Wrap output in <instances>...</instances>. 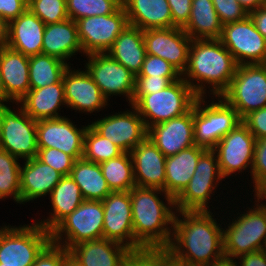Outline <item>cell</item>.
<instances>
[{"mask_svg": "<svg viewBox=\"0 0 266 266\" xmlns=\"http://www.w3.org/2000/svg\"><path fill=\"white\" fill-rule=\"evenodd\" d=\"M179 213L184 218L174 216L171 227L175 240L171 239L164 249L165 254L182 266H209L223 258V230L210 215V210Z\"/></svg>", "mask_w": 266, "mask_h": 266, "instance_id": "obj_1", "label": "cell"}, {"mask_svg": "<svg viewBox=\"0 0 266 266\" xmlns=\"http://www.w3.org/2000/svg\"><path fill=\"white\" fill-rule=\"evenodd\" d=\"M236 68L237 63L220 39H192L188 64L182 75L187 74L189 79L186 77L184 80L198 97L206 93L203 81L213 85L211 92L220 97L230 86ZM191 78L202 84L194 85Z\"/></svg>", "mask_w": 266, "mask_h": 266, "instance_id": "obj_2", "label": "cell"}, {"mask_svg": "<svg viewBox=\"0 0 266 266\" xmlns=\"http://www.w3.org/2000/svg\"><path fill=\"white\" fill-rule=\"evenodd\" d=\"M162 189L133 187L130 192L134 238L144 248L165 249L172 239L175 212L160 201L156 193ZM169 223V224H168Z\"/></svg>", "mask_w": 266, "mask_h": 266, "instance_id": "obj_3", "label": "cell"}, {"mask_svg": "<svg viewBox=\"0 0 266 266\" xmlns=\"http://www.w3.org/2000/svg\"><path fill=\"white\" fill-rule=\"evenodd\" d=\"M198 96L184 77L149 95H133L131 105L143 117L146 128L187 113ZM146 117L150 119L146 120Z\"/></svg>", "mask_w": 266, "mask_h": 266, "instance_id": "obj_4", "label": "cell"}, {"mask_svg": "<svg viewBox=\"0 0 266 266\" xmlns=\"http://www.w3.org/2000/svg\"><path fill=\"white\" fill-rule=\"evenodd\" d=\"M51 242V232L38 222L19 228L0 229V263L2 266H32L37 256Z\"/></svg>", "mask_w": 266, "mask_h": 266, "instance_id": "obj_5", "label": "cell"}, {"mask_svg": "<svg viewBox=\"0 0 266 266\" xmlns=\"http://www.w3.org/2000/svg\"><path fill=\"white\" fill-rule=\"evenodd\" d=\"M243 119L266 107V63L237 65L228 89L220 96Z\"/></svg>", "mask_w": 266, "mask_h": 266, "instance_id": "obj_6", "label": "cell"}, {"mask_svg": "<svg viewBox=\"0 0 266 266\" xmlns=\"http://www.w3.org/2000/svg\"><path fill=\"white\" fill-rule=\"evenodd\" d=\"M202 108L203 97H198L193 106L194 142L197 146L212 150L216 144L235 128L242 119L225 100Z\"/></svg>", "mask_w": 266, "mask_h": 266, "instance_id": "obj_7", "label": "cell"}, {"mask_svg": "<svg viewBox=\"0 0 266 266\" xmlns=\"http://www.w3.org/2000/svg\"><path fill=\"white\" fill-rule=\"evenodd\" d=\"M103 218L102 201L84 200L51 231V242L69 250L78 243L102 239ZM63 232L66 234V241L61 245Z\"/></svg>", "mask_w": 266, "mask_h": 266, "instance_id": "obj_8", "label": "cell"}, {"mask_svg": "<svg viewBox=\"0 0 266 266\" xmlns=\"http://www.w3.org/2000/svg\"><path fill=\"white\" fill-rule=\"evenodd\" d=\"M19 115L9 107L0 106V149L16 158L37 157V121L21 107Z\"/></svg>", "mask_w": 266, "mask_h": 266, "instance_id": "obj_9", "label": "cell"}, {"mask_svg": "<svg viewBox=\"0 0 266 266\" xmlns=\"http://www.w3.org/2000/svg\"><path fill=\"white\" fill-rule=\"evenodd\" d=\"M266 238V205L261 204L223 230V251L228 258L261 250ZM263 243H262V242Z\"/></svg>", "mask_w": 266, "mask_h": 266, "instance_id": "obj_10", "label": "cell"}, {"mask_svg": "<svg viewBox=\"0 0 266 266\" xmlns=\"http://www.w3.org/2000/svg\"><path fill=\"white\" fill-rule=\"evenodd\" d=\"M75 22L82 51L87 55L106 53L129 24L123 6L113 14L80 18Z\"/></svg>", "mask_w": 266, "mask_h": 266, "instance_id": "obj_11", "label": "cell"}, {"mask_svg": "<svg viewBox=\"0 0 266 266\" xmlns=\"http://www.w3.org/2000/svg\"><path fill=\"white\" fill-rule=\"evenodd\" d=\"M220 41L237 65L266 63V39L249 15L244 20L223 25Z\"/></svg>", "mask_w": 266, "mask_h": 266, "instance_id": "obj_12", "label": "cell"}, {"mask_svg": "<svg viewBox=\"0 0 266 266\" xmlns=\"http://www.w3.org/2000/svg\"><path fill=\"white\" fill-rule=\"evenodd\" d=\"M215 155L213 150H206L200 156L190 182L174 199L178 212L208 211L206 204L216 184L213 182L216 180L218 183L223 178Z\"/></svg>", "mask_w": 266, "mask_h": 266, "instance_id": "obj_13", "label": "cell"}, {"mask_svg": "<svg viewBox=\"0 0 266 266\" xmlns=\"http://www.w3.org/2000/svg\"><path fill=\"white\" fill-rule=\"evenodd\" d=\"M102 205L103 238L116 241L130 250L143 249L144 247L134 238L130 192H111L102 200Z\"/></svg>", "mask_w": 266, "mask_h": 266, "instance_id": "obj_14", "label": "cell"}, {"mask_svg": "<svg viewBox=\"0 0 266 266\" xmlns=\"http://www.w3.org/2000/svg\"><path fill=\"white\" fill-rule=\"evenodd\" d=\"M86 56L90 58L86 70L104 97L108 99L112 94H126L132 103L136 75L115 61L108 53H92Z\"/></svg>", "mask_w": 266, "mask_h": 266, "instance_id": "obj_15", "label": "cell"}, {"mask_svg": "<svg viewBox=\"0 0 266 266\" xmlns=\"http://www.w3.org/2000/svg\"><path fill=\"white\" fill-rule=\"evenodd\" d=\"M255 143V137L241 122L216 144L212 150L217 154L223 178L249 165L252 170Z\"/></svg>", "mask_w": 266, "mask_h": 266, "instance_id": "obj_16", "label": "cell"}, {"mask_svg": "<svg viewBox=\"0 0 266 266\" xmlns=\"http://www.w3.org/2000/svg\"><path fill=\"white\" fill-rule=\"evenodd\" d=\"M143 36L146 54L161 57L183 74L192 39L181 27L147 29Z\"/></svg>", "mask_w": 266, "mask_h": 266, "instance_id": "obj_17", "label": "cell"}, {"mask_svg": "<svg viewBox=\"0 0 266 266\" xmlns=\"http://www.w3.org/2000/svg\"><path fill=\"white\" fill-rule=\"evenodd\" d=\"M87 127L77 129L65 117L38 120L37 147L58 149L75 160L83 158L84 136Z\"/></svg>", "mask_w": 266, "mask_h": 266, "instance_id": "obj_18", "label": "cell"}, {"mask_svg": "<svg viewBox=\"0 0 266 266\" xmlns=\"http://www.w3.org/2000/svg\"><path fill=\"white\" fill-rule=\"evenodd\" d=\"M134 112H123L105 117L90 124L101 136L111 140L124 152H131L148 135L143 118Z\"/></svg>", "mask_w": 266, "mask_h": 266, "instance_id": "obj_19", "label": "cell"}, {"mask_svg": "<svg viewBox=\"0 0 266 266\" xmlns=\"http://www.w3.org/2000/svg\"><path fill=\"white\" fill-rule=\"evenodd\" d=\"M136 186L164 190L168 204L175 207L174 198L165 193L166 157L147 137L131 152Z\"/></svg>", "mask_w": 266, "mask_h": 266, "instance_id": "obj_20", "label": "cell"}, {"mask_svg": "<svg viewBox=\"0 0 266 266\" xmlns=\"http://www.w3.org/2000/svg\"><path fill=\"white\" fill-rule=\"evenodd\" d=\"M147 137L165 157L195 145L193 107L179 117L148 128Z\"/></svg>", "mask_w": 266, "mask_h": 266, "instance_id": "obj_21", "label": "cell"}, {"mask_svg": "<svg viewBox=\"0 0 266 266\" xmlns=\"http://www.w3.org/2000/svg\"><path fill=\"white\" fill-rule=\"evenodd\" d=\"M69 69L62 78L67 106L92 113L107 105V99L87 70L72 72Z\"/></svg>", "mask_w": 266, "mask_h": 266, "instance_id": "obj_22", "label": "cell"}, {"mask_svg": "<svg viewBox=\"0 0 266 266\" xmlns=\"http://www.w3.org/2000/svg\"><path fill=\"white\" fill-rule=\"evenodd\" d=\"M45 26L39 17L27 9L8 23L6 45L26 56L42 54Z\"/></svg>", "mask_w": 266, "mask_h": 266, "instance_id": "obj_23", "label": "cell"}, {"mask_svg": "<svg viewBox=\"0 0 266 266\" xmlns=\"http://www.w3.org/2000/svg\"><path fill=\"white\" fill-rule=\"evenodd\" d=\"M129 251L125 245L102 238L78 243L69 254L75 266H118Z\"/></svg>", "mask_w": 266, "mask_h": 266, "instance_id": "obj_24", "label": "cell"}, {"mask_svg": "<svg viewBox=\"0 0 266 266\" xmlns=\"http://www.w3.org/2000/svg\"><path fill=\"white\" fill-rule=\"evenodd\" d=\"M0 74L7 96L18 103L30 90L29 56L7 45L1 47Z\"/></svg>", "mask_w": 266, "mask_h": 266, "instance_id": "obj_25", "label": "cell"}, {"mask_svg": "<svg viewBox=\"0 0 266 266\" xmlns=\"http://www.w3.org/2000/svg\"><path fill=\"white\" fill-rule=\"evenodd\" d=\"M63 175L37 157L26 160L20 168L21 203L51 193Z\"/></svg>", "mask_w": 266, "mask_h": 266, "instance_id": "obj_26", "label": "cell"}, {"mask_svg": "<svg viewBox=\"0 0 266 266\" xmlns=\"http://www.w3.org/2000/svg\"><path fill=\"white\" fill-rule=\"evenodd\" d=\"M206 148L196 144L166 157L165 193L174 199L184 190L194 175L200 156Z\"/></svg>", "mask_w": 266, "mask_h": 266, "instance_id": "obj_27", "label": "cell"}, {"mask_svg": "<svg viewBox=\"0 0 266 266\" xmlns=\"http://www.w3.org/2000/svg\"><path fill=\"white\" fill-rule=\"evenodd\" d=\"M122 6L128 23L141 30L173 27L167 0H122Z\"/></svg>", "mask_w": 266, "mask_h": 266, "instance_id": "obj_28", "label": "cell"}, {"mask_svg": "<svg viewBox=\"0 0 266 266\" xmlns=\"http://www.w3.org/2000/svg\"><path fill=\"white\" fill-rule=\"evenodd\" d=\"M19 103L33 120L61 118L57 110L61 104H66L63 81L43 88L30 89Z\"/></svg>", "mask_w": 266, "mask_h": 266, "instance_id": "obj_29", "label": "cell"}, {"mask_svg": "<svg viewBox=\"0 0 266 266\" xmlns=\"http://www.w3.org/2000/svg\"><path fill=\"white\" fill-rule=\"evenodd\" d=\"M81 50L75 21L66 19L45 26L42 54L57 57L65 62L66 59Z\"/></svg>", "mask_w": 266, "mask_h": 266, "instance_id": "obj_30", "label": "cell"}, {"mask_svg": "<svg viewBox=\"0 0 266 266\" xmlns=\"http://www.w3.org/2000/svg\"><path fill=\"white\" fill-rule=\"evenodd\" d=\"M106 53L133 74L138 75L146 56L143 30L128 24Z\"/></svg>", "mask_w": 266, "mask_h": 266, "instance_id": "obj_31", "label": "cell"}, {"mask_svg": "<svg viewBox=\"0 0 266 266\" xmlns=\"http://www.w3.org/2000/svg\"><path fill=\"white\" fill-rule=\"evenodd\" d=\"M50 198L53 207V214L51 215L53 217L38 223L49 232L84 201L79 186L70 175L61 178L51 191Z\"/></svg>", "mask_w": 266, "mask_h": 266, "instance_id": "obj_32", "label": "cell"}, {"mask_svg": "<svg viewBox=\"0 0 266 266\" xmlns=\"http://www.w3.org/2000/svg\"><path fill=\"white\" fill-rule=\"evenodd\" d=\"M222 28L212 0H192L189 21L182 28L191 39H220Z\"/></svg>", "mask_w": 266, "mask_h": 266, "instance_id": "obj_33", "label": "cell"}, {"mask_svg": "<svg viewBox=\"0 0 266 266\" xmlns=\"http://www.w3.org/2000/svg\"><path fill=\"white\" fill-rule=\"evenodd\" d=\"M70 176L79 186L84 200L102 201L112 192L102 174L100 165L92 161L84 158L77 159Z\"/></svg>", "mask_w": 266, "mask_h": 266, "instance_id": "obj_34", "label": "cell"}, {"mask_svg": "<svg viewBox=\"0 0 266 266\" xmlns=\"http://www.w3.org/2000/svg\"><path fill=\"white\" fill-rule=\"evenodd\" d=\"M68 67L66 62L54 56L46 54L29 56L30 89L43 88L60 82Z\"/></svg>", "mask_w": 266, "mask_h": 266, "instance_id": "obj_35", "label": "cell"}, {"mask_svg": "<svg viewBox=\"0 0 266 266\" xmlns=\"http://www.w3.org/2000/svg\"><path fill=\"white\" fill-rule=\"evenodd\" d=\"M99 165L112 192L130 191L136 186L133 160L129 152H124L119 157L101 162Z\"/></svg>", "mask_w": 266, "mask_h": 266, "instance_id": "obj_36", "label": "cell"}, {"mask_svg": "<svg viewBox=\"0 0 266 266\" xmlns=\"http://www.w3.org/2000/svg\"><path fill=\"white\" fill-rule=\"evenodd\" d=\"M124 151L111 140L101 136L91 125H88L84 136L83 158L100 164L119 157Z\"/></svg>", "mask_w": 266, "mask_h": 266, "instance_id": "obj_37", "label": "cell"}, {"mask_svg": "<svg viewBox=\"0 0 266 266\" xmlns=\"http://www.w3.org/2000/svg\"><path fill=\"white\" fill-rule=\"evenodd\" d=\"M18 158L0 149V199L13 196L17 203L20 197V164Z\"/></svg>", "mask_w": 266, "mask_h": 266, "instance_id": "obj_38", "label": "cell"}, {"mask_svg": "<svg viewBox=\"0 0 266 266\" xmlns=\"http://www.w3.org/2000/svg\"><path fill=\"white\" fill-rule=\"evenodd\" d=\"M122 6V0H66L69 19L77 21L90 16L109 15Z\"/></svg>", "mask_w": 266, "mask_h": 266, "instance_id": "obj_39", "label": "cell"}, {"mask_svg": "<svg viewBox=\"0 0 266 266\" xmlns=\"http://www.w3.org/2000/svg\"><path fill=\"white\" fill-rule=\"evenodd\" d=\"M28 9L45 25L69 19L66 0H28Z\"/></svg>", "mask_w": 266, "mask_h": 266, "instance_id": "obj_40", "label": "cell"}, {"mask_svg": "<svg viewBox=\"0 0 266 266\" xmlns=\"http://www.w3.org/2000/svg\"><path fill=\"white\" fill-rule=\"evenodd\" d=\"M136 76H163L174 82L180 79L182 74L161 57L146 54L141 71Z\"/></svg>", "mask_w": 266, "mask_h": 266, "instance_id": "obj_41", "label": "cell"}, {"mask_svg": "<svg viewBox=\"0 0 266 266\" xmlns=\"http://www.w3.org/2000/svg\"><path fill=\"white\" fill-rule=\"evenodd\" d=\"M37 158L63 176L70 175L75 159L55 148H38Z\"/></svg>", "mask_w": 266, "mask_h": 266, "instance_id": "obj_42", "label": "cell"}, {"mask_svg": "<svg viewBox=\"0 0 266 266\" xmlns=\"http://www.w3.org/2000/svg\"><path fill=\"white\" fill-rule=\"evenodd\" d=\"M69 262V250L50 242L37 256L32 266H66Z\"/></svg>", "mask_w": 266, "mask_h": 266, "instance_id": "obj_43", "label": "cell"}, {"mask_svg": "<svg viewBox=\"0 0 266 266\" xmlns=\"http://www.w3.org/2000/svg\"><path fill=\"white\" fill-rule=\"evenodd\" d=\"M222 25L244 20L249 14L236 0H212Z\"/></svg>", "mask_w": 266, "mask_h": 266, "instance_id": "obj_44", "label": "cell"}, {"mask_svg": "<svg viewBox=\"0 0 266 266\" xmlns=\"http://www.w3.org/2000/svg\"><path fill=\"white\" fill-rule=\"evenodd\" d=\"M165 254L163 249L143 248L130 250L118 266H155V263Z\"/></svg>", "mask_w": 266, "mask_h": 266, "instance_id": "obj_45", "label": "cell"}, {"mask_svg": "<svg viewBox=\"0 0 266 266\" xmlns=\"http://www.w3.org/2000/svg\"><path fill=\"white\" fill-rule=\"evenodd\" d=\"M252 178L255 189L266 179V137L256 139L252 164Z\"/></svg>", "mask_w": 266, "mask_h": 266, "instance_id": "obj_46", "label": "cell"}, {"mask_svg": "<svg viewBox=\"0 0 266 266\" xmlns=\"http://www.w3.org/2000/svg\"><path fill=\"white\" fill-rule=\"evenodd\" d=\"M172 82L163 76H136L134 95H149L161 91Z\"/></svg>", "mask_w": 266, "mask_h": 266, "instance_id": "obj_47", "label": "cell"}, {"mask_svg": "<svg viewBox=\"0 0 266 266\" xmlns=\"http://www.w3.org/2000/svg\"><path fill=\"white\" fill-rule=\"evenodd\" d=\"M242 122L255 139L266 137V107L250 112L242 119Z\"/></svg>", "mask_w": 266, "mask_h": 266, "instance_id": "obj_48", "label": "cell"}, {"mask_svg": "<svg viewBox=\"0 0 266 266\" xmlns=\"http://www.w3.org/2000/svg\"><path fill=\"white\" fill-rule=\"evenodd\" d=\"M173 20V27L183 28L189 21L192 0H167Z\"/></svg>", "mask_w": 266, "mask_h": 266, "instance_id": "obj_49", "label": "cell"}, {"mask_svg": "<svg viewBox=\"0 0 266 266\" xmlns=\"http://www.w3.org/2000/svg\"><path fill=\"white\" fill-rule=\"evenodd\" d=\"M28 9V0H0V17L7 23L18 18Z\"/></svg>", "mask_w": 266, "mask_h": 266, "instance_id": "obj_50", "label": "cell"}, {"mask_svg": "<svg viewBox=\"0 0 266 266\" xmlns=\"http://www.w3.org/2000/svg\"><path fill=\"white\" fill-rule=\"evenodd\" d=\"M240 257V265L238 266H266V255L261 251L243 254Z\"/></svg>", "mask_w": 266, "mask_h": 266, "instance_id": "obj_51", "label": "cell"}, {"mask_svg": "<svg viewBox=\"0 0 266 266\" xmlns=\"http://www.w3.org/2000/svg\"><path fill=\"white\" fill-rule=\"evenodd\" d=\"M250 18L253 20L256 29L266 39V3L249 13Z\"/></svg>", "mask_w": 266, "mask_h": 266, "instance_id": "obj_52", "label": "cell"}, {"mask_svg": "<svg viewBox=\"0 0 266 266\" xmlns=\"http://www.w3.org/2000/svg\"><path fill=\"white\" fill-rule=\"evenodd\" d=\"M248 14L266 3L265 0H236Z\"/></svg>", "mask_w": 266, "mask_h": 266, "instance_id": "obj_53", "label": "cell"}, {"mask_svg": "<svg viewBox=\"0 0 266 266\" xmlns=\"http://www.w3.org/2000/svg\"><path fill=\"white\" fill-rule=\"evenodd\" d=\"M8 23L0 17V48L7 43Z\"/></svg>", "mask_w": 266, "mask_h": 266, "instance_id": "obj_54", "label": "cell"}, {"mask_svg": "<svg viewBox=\"0 0 266 266\" xmlns=\"http://www.w3.org/2000/svg\"><path fill=\"white\" fill-rule=\"evenodd\" d=\"M234 259L228 258V257H223L217 261H214L211 265L209 266H238L236 264V261H233Z\"/></svg>", "mask_w": 266, "mask_h": 266, "instance_id": "obj_55", "label": "cell"}, {"mask_svg": "<svg viewBox=\"0 0 266 266\" xmlns=\"http://www.w3.org/2000/svg\"><path fill=\"white\" fill-rule=\"evenodd\" d=\"M155 266H182L173 260H171L166 254H164L156 263Z\"/></svg>", "mask_w": 266, "mask_h": 266, "instance_id": "obj_56", "label": "cell"}, {"mask_svg": "<svg viewBox=\"0 0 266 266\" xmlns=\"http://www.w3.org/2000/svg\"><path fill=\"white\" fill-rule=\"evenodd\" d=\"M255 195L257 196L258 202H260L261 199H266V179L256 188Z\"/></svg>", "mask_w": 266, "mask_h": 266, "instance_id": "obj_57", "label": "cell"}, {"mask_svg": "<svg viewBox=\"0 0 266 266\" xmlns=\"http://www.w3.org/2000/svg\"><path fill=\"white\" fill-rule=\"evenodd\" d=\"M8 100L11 101V99L7 96L6 92H5V87L3 84V80L0 74V106H5V104H3V102H7Z\"/></svg>", "mask_w": 266, "mask_h": 266, "instance_id": "obj_58", "label": "cell"}, {"mask_svg": "<svg viewBox=\"0 0 266 266\" xmlns=\"http://www.w3.org/2000/svg\"><path fill=\"white\" fill-rule=\"evenodd\" d=\"M263 244H264V245H263L264 247L261 248V251L266 255V238H265Z\"/></svg>", "mask_w": 266, "mask_h": 266, "instance_id": "obj_59", "label": "cell"}, {"mask_svg": "<svg viewBox=\"0 0 266 266\" xmlns=\"http://www.w3.org/2000/svg\"><path fill=\"white\" fill-rule=\"evenodd\" d=\"M66 266H75L72 262H69Z\"/></svg>", "mask_w": 266, "mask_h": 266, "instance_id": "obj_60", "label": "cell"}]
</instances>
